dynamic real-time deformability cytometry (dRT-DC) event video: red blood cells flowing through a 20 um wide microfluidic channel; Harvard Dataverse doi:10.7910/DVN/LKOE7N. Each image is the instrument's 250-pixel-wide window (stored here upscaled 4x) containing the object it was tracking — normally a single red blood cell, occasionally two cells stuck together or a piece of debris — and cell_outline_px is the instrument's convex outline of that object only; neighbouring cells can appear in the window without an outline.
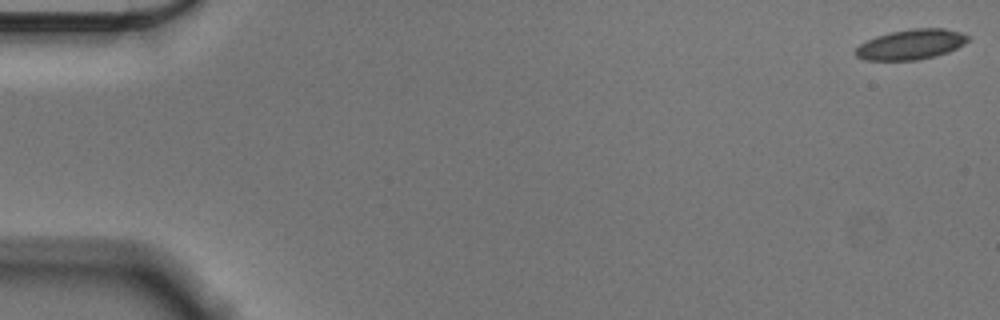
{"species": "Egyptian fruit bat (a non-hibernating species)", "species_latin": "Rousettus aegyptiacus", "temperature_condition": "cold", "stored_images_in_passage": 57, "camera_frame_rate_fps": 3000, "um_per_image_px": 0.085, "animal": {"sex": "male"}, "frame": {"image": 1, "passage_image": 1, "time_ms": 0.0, "image_size_px": [1000, 320], "cell_outline_px": [[972, 40], [948, 52], [936, 56], [916, 60], [864, 60], [856, 56], [852, 52], [860, 44], [876, 36], [892, 32], [912, 28], [944, 28], [960, 32], [972, 36]], "centroid_in_image_um": [77.47, 3.77], "position_along_channel_um": 7.5, "area_um2": 19.94}}
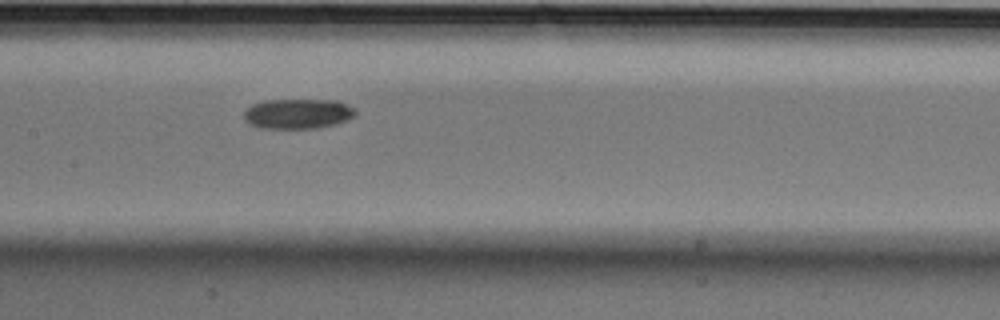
{"frame": {"image": 2, "passage_image": 28, "time_ms": 9.0, "image_size_px": [1000, 320], "cell_outline_px": [[356, 116], [348, 120], [316, 128], [264, 128], [248, 124], [244, 120], [244, 112], [252, 104], [264, 100], [336, 100], [356, 108]], "centroid_in_image_um": [25.32, 9.66], "position_along_channel_um": 182.1, "area_um2": 19.54}}
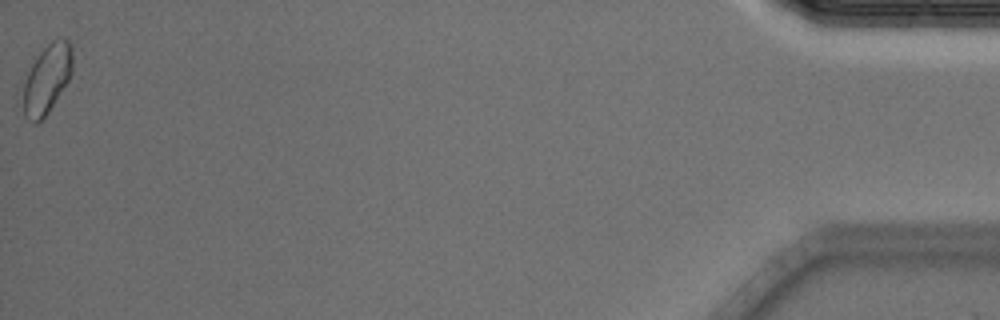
{"frame": {"image": 3, "passage_image": 57, "time_ms": 18.667, "image_size_px": [1000, 320], "cell_outline_px": [[72, 72], [68, 80], [48, 112], [36, 124], [24, 116], [24, 84], [28, 72], [32, 64], [40, 52], [52, 40], [64, 36], [72, 44]], "centroid_in_image_um": [4.02, 6.66], "position_along_channel_um": 431.2, "area_um2": 19.54}}